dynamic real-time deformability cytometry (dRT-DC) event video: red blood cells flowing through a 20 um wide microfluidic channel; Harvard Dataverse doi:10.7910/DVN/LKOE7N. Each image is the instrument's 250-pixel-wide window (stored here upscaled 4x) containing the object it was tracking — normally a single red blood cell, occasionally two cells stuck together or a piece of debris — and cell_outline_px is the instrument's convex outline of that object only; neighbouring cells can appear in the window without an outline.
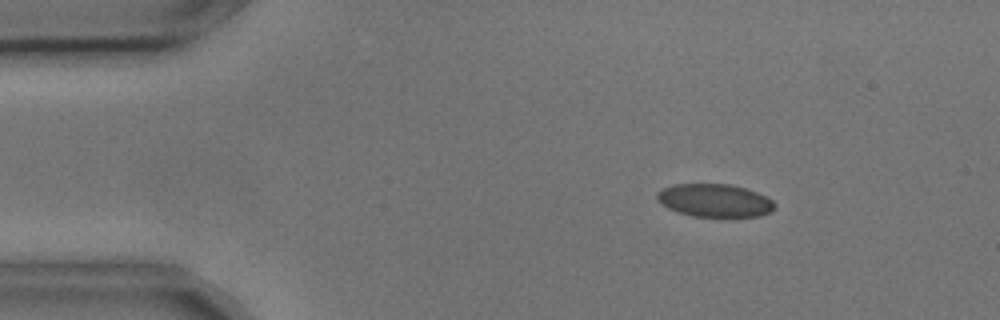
{"species": "common noctule bat (a hibernating species)", "species_latin": "Nyctalus noctula", "temperature_condition": "cold", "stored_images_in_passage": 4, "camera_frame_rate_fps": 3000, "um_per_image_px": 0.085, "animal": {"sex": "male", "body_mass_g": 17.9, "forearm_length_mm": 54.2}, "frame": {"image": 1, "passage_image": 2, "time_ms": 0.333, "image_size_px": [1000, 320], "cell_outline_px": [[776, 208], [772, 212], [760, 216], [728, 220], [692, 216], [668, 208], [660, 204], [656, 200], [656, 192], [672, 184], [728, 184], [744, 188], [756, 192], [772, 200], [776, 204]], "centroid_in_image_um": [60.78, 17.1], "position_along_channel_um": 24.2, "area_um2": 23.58}}